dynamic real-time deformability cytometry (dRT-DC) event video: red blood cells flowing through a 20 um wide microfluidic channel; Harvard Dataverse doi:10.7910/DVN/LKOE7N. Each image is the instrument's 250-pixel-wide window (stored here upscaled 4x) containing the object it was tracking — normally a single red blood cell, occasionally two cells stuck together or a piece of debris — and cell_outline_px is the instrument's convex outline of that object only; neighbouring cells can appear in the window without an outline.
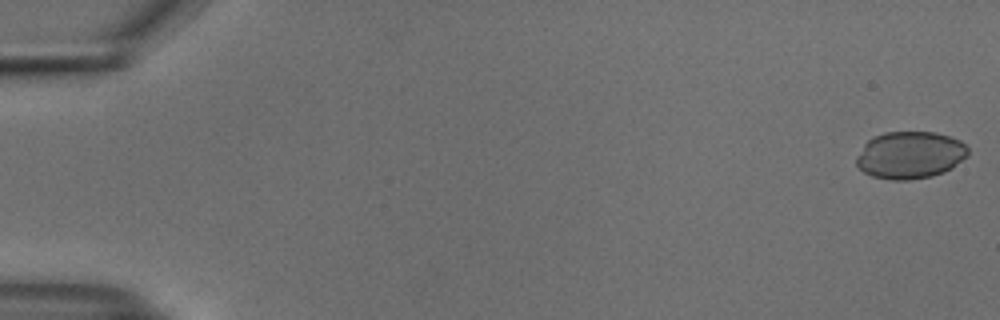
{"species": "common noctule bat (a hibernating species)", "species_latin": "Nyctalus noctula", "temperature_condition": "cold", "stored_images_in_passage": 17, "camera_frame_rate_fps": 3000, "um_per_image_px": 0.085, "animal": {"sex": "male", "body_mass_g": 18.8}, "frame": {"image": 1, "passage_image": 1, "time_ms": 0.0, "image_size_px": [1000, 320], "cell_outline_px": [[968, 156], [952, 168], [944, 172], [932, 176], [908, 180], [892, 180], [872, 176], [864, 172], [856, 164], [856, 156], [864, 144], [872, 136], [884, 132], [932, 132], [948, 136], [960, 140], [968, 148]], "centroid_in_image_um": [77.35, 13.18], "position_along_channel_um": 7.7, "area_um2": 30.87}}
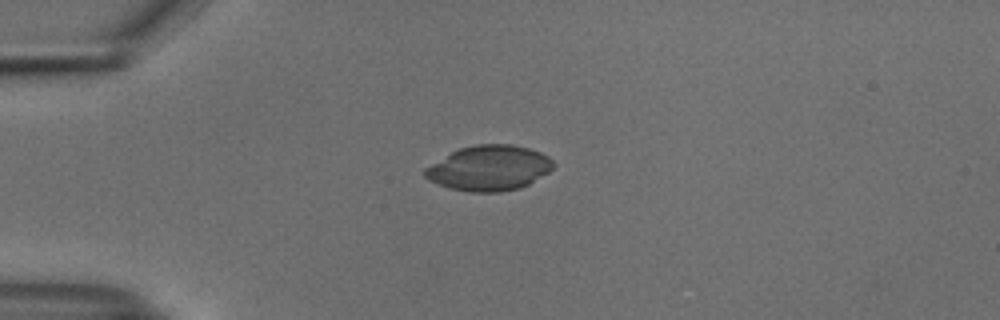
{"frame": {"image": 2, "passage_image": 14, "time_ms": 4.333, "image_size_px": [1000, 320], "cell_outline_px": [[556, 164], [548, 172], [528, 184], [520, 188], [500, 192], [468, 192], [448, 188], [428, 180], [424, 176], [424, 168], [452, 152], [460, 148], [476, 144], [512, 144], [528, 148], [540, 152], [548, 156]], "centroid_in_image_um": [41.57, 14.29], "position_along_channel_um": 43.4, "area_um2": 33.81}}